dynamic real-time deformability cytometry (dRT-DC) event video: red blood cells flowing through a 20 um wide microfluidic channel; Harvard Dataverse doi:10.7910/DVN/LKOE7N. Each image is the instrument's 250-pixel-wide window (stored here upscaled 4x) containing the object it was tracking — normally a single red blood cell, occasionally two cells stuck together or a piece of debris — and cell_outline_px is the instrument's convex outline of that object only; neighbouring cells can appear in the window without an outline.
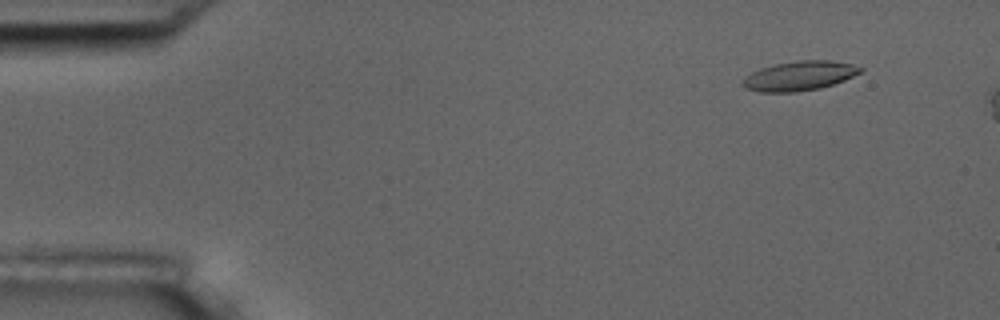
{"species": "common noctule bat (a hibernating species)", "species_latin": "Nyctalus noctula", "temperature_condition": "room temperature", "stored_images_in_passage": 4, "camera_frame_rate_fps": 3000, "um_per_image_px": 0.085, "animal": {"sex": "male", "body_mass_g": 17.5, "forearm_length_mm": 52.3}, "frame": {"image": 1, "passage_image": 2, "time_ms": 0.333, "image_size_px": [1000, 320], "cell_outline_px": [[864, 68], [860, 72], [844, 80], [820, 88], [796, 92], [760, 92], [744, 88], [740, 84], [752, 72], [760, 68], [776, 64], [800, 60], [828, 60], [852, 64]], "centroid_in_image_um": [67.93, 6.45], "position_along_channel_um": 17.1, "area_um2": 20.0}}